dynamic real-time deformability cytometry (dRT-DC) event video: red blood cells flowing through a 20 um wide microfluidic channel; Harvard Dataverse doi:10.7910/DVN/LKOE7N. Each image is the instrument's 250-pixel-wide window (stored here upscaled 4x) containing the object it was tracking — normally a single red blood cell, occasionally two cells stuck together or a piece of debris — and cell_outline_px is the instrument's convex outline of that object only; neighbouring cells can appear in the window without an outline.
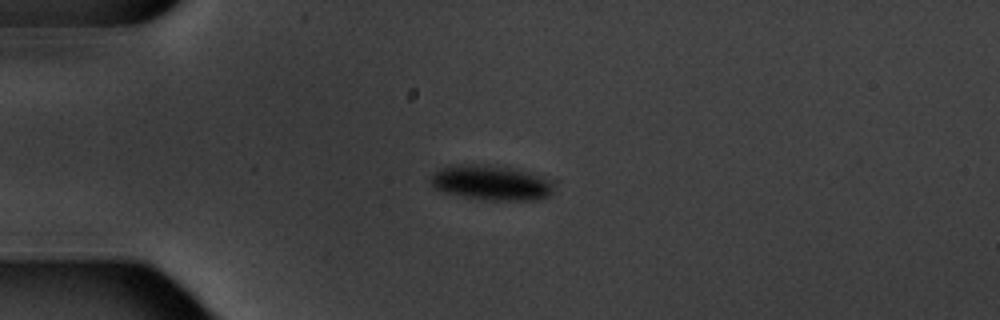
{"species": "common noctule bat (a hibernating species)", "species_latin": "Nyctalus noctula", "temperature_condition": "warm", "stored_images_in_passage": 3, "camera_frame_rate_fps": 3000, "um_per_image_px": 0.085, "animal": {"sex": "male", "body_mass_g": 20.1, "forearm_length_mm": 53.5}, "frame": {"image": 1, "passage_image": 1, "time_ms": 0.0, "image_size_px": [1000, 320], "cell_outline_px": [[552, 192], [548, 196], [536, 200], [480, 200], [444, 192], [432, 188], [432, 172], [440, 168], [456, 164], [484, 164], [508, 168], [540, 176], [548, 180], [552, 184]], "centroid_in_image_um": [41.67, 15.54], "position_along_channel_um": 43.3, "area_um2": 24.85}}
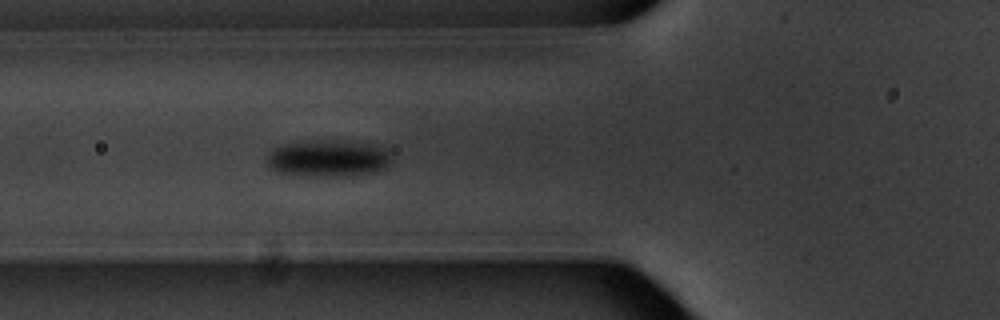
{"frame": {"image": 2, "passage_image": 3, "time_ms": 2.333, "image_size_px": [1000, 320], "cell_outline_px": [[392, 160], [384, 168], [376, 172], [348, 176], [316, 176], [276, 172], [268, 164], [268, 152], [284, 144], [368, 144], [384, 148], [392, 156]], "centroid_in_image_um": [27.93, 13.55], "position_along_channel_um": 97.9, "area_um2": 25.03}}